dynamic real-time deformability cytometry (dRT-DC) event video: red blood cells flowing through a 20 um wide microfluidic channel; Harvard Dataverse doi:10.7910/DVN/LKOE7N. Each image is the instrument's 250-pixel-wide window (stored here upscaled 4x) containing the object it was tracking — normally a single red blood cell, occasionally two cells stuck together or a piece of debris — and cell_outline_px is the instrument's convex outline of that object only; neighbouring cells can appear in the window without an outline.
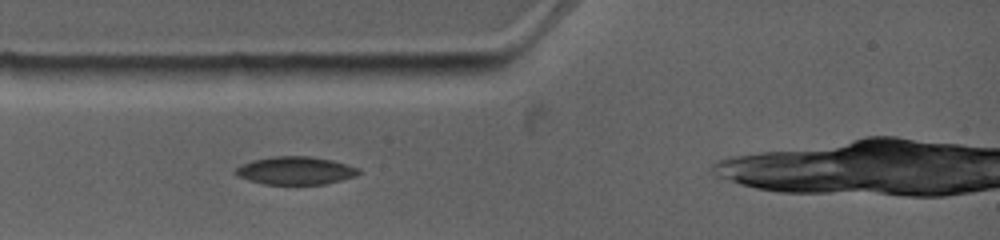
{"species": "common noctule bat (a hibernating species)", "species_latin": "Nyctalus noctula", "temperature_condition": "warm", "stored_images_in_passage": 3, "camera_frame_rate_fps": 4500, "um_per_image_px": 0.085, "animal": {"sex": "female", "body_mass_g": 19.0, "forearm_length_mm": 53.3}, "frame": {"image": 1, "passage_image": 1, "time_ms": 0.0, "image_size_px": [1000, 240], "cell_outline_px": [[360, 172], [356, 176], [324, 184], [264, 184], [248, 180], [232, 172], [236, 168], [252, 160], [272, 156], [312, 156], [332, 160], [360, 168]], "centroid_in_image_um": [25.12, 14.49], "position_along_channel_um": 59.9, "area_um2": 20.0}}
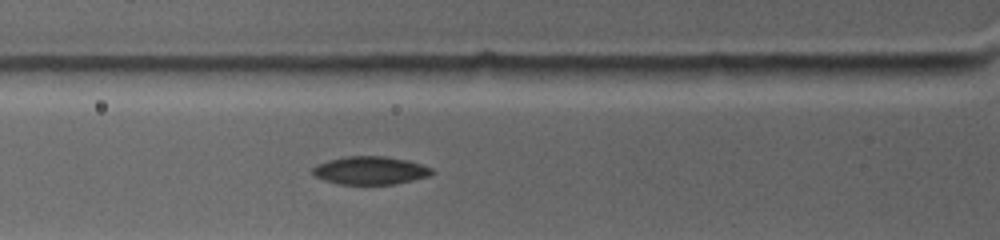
{"frame": {"image": 2, "passage_image": 2, "time_ms": 0.889, "image_size_px": [1000, 240], "cell_outline_px": [[436, 172], [428, 176], [396, 184], [340, 184], [324, 180], [316, 176], [312, 172], [312, 168], [328, 160], [344, 156], [384, 156], [408, 160], [432, 168]], "centroid_in_image_um": [31.5, 14.48], "position_along_channel_um": 94.3, "area_um2": 19.42}}